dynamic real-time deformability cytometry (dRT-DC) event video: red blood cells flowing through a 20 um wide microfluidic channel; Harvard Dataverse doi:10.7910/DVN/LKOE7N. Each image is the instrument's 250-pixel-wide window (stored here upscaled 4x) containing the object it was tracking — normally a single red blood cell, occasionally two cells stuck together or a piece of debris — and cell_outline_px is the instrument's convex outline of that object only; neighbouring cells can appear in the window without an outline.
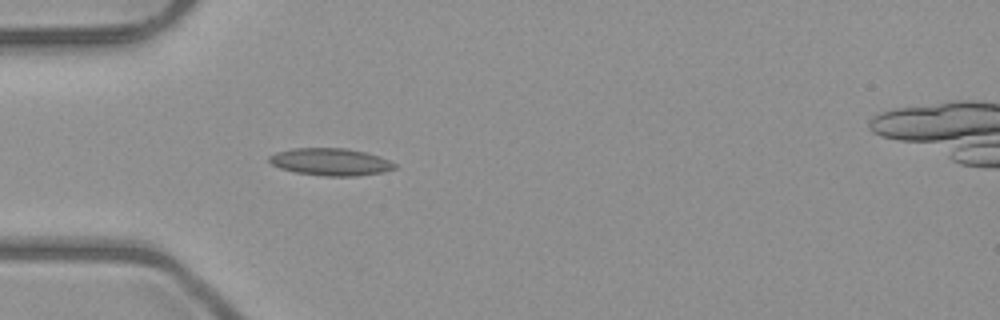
{"species": "common noctule bat (a hibernating species)", "species_latin": "Nyctalus noctula", "temperature_condition": "room temperature", "stored_images_in_passage": 5, "camera_frame_rate_fps": 3000, "um_per_image_px": 0.085, "animal": {"sex": "male", "body_mass_g": 23.1, "forearm_length_mm": 52.7}, "frame": {"image": 1, "passage_image": 4, "time_ms": 3.333, "image_size_px": [1000, 320], "cell_outline_px": [[396, 168], [384, 172], [356, 176], [324, 176], [296, 172], [280, 168], [272, 164], [268, 160], [268, 156], [276, 152], [292, 148], [344, 148], [364, 152], [380, 156], [396, 164]], "centroid_in_image_um": [28.09, 13.76], "position_along_channel_um": 56.9, "area_um2": 19.94}}